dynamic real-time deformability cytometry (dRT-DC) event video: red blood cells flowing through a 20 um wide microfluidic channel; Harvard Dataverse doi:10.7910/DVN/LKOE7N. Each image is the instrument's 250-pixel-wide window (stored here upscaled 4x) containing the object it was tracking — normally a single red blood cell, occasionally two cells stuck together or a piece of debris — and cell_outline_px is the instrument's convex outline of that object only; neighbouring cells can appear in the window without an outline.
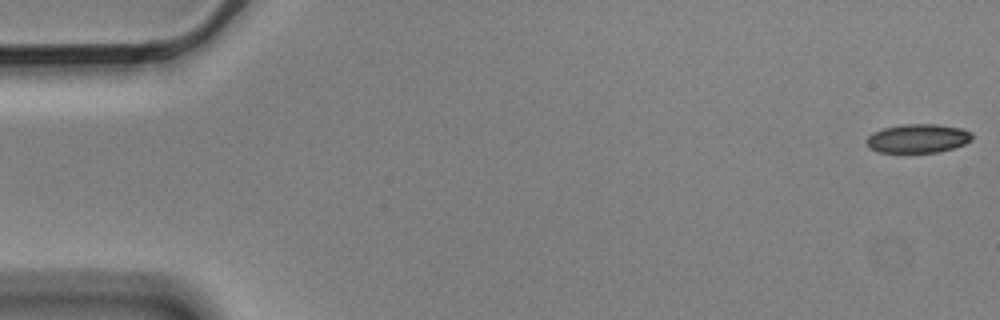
{"species": "Egyptian fruit bat (a non-hibernating species)", "species_latin": "Rousettus aegyptiacus", "temperature_condition": "cold", "stored_images_in_passage": 9, "camera_frame_rate_fps": 3000, "um_per_image_px": 0.085, "animal": {"sex": "male"}, "frame": {"image": 1, "passage_image": 1, "time_ms": 0.0, "image_size_px": [1000, 320], "cell_outline_px": [[972, 140], [964, 144], [940, 152], [880, 152], [872, 148], [868, 144], [868, 136], [872, 132], [884, 128], [904, 124], [936, 124], [964, 128], [972, 132]], "centroid_in_image_um": [78.08, 11.75], "position_along_channel_um": 6.9, "area_um2": 17.63}}
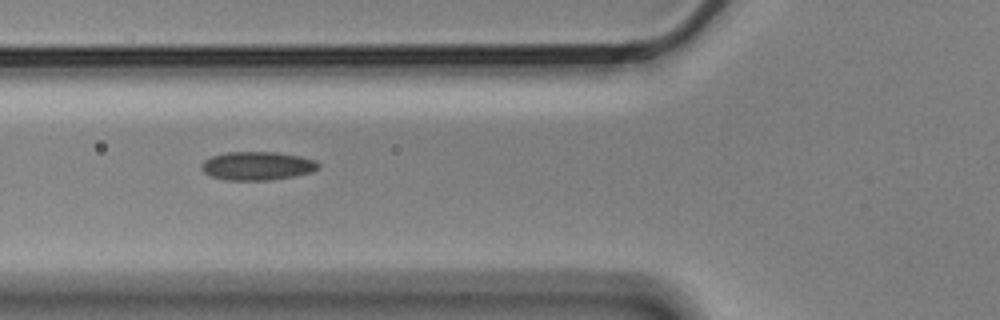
{"frame": {"image": 2, "passage_image": 7, "time_ms": 2.0, "image_size_px": [1000, 320], "cell_outline_px": [[320, 168], [312, 172], [292, 176], [268, 180], [224, 180], [212, 176], [204, 172], [200, 168], [200, 164], [204, 160], [212, 156], [228, 152], [276, 152], [300, 156], [316, 160], [320, 164]], "centroid_in_image_um": [21.87, 14.09], "position_along_channel_um": 103.9, "area_um2": 19.48}}
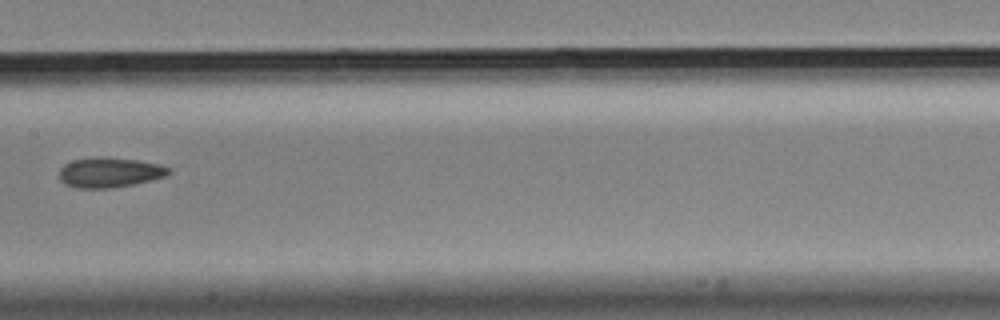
{"frame": {"image": 3, "passage_image": 9, "time_ms": 2.667, "image_size_px": [1000, 320], "cell_outline_px": [[168, 172], [164, 176], [132, 184], [108, 188], [76, 188], [64, 184], [60, 180], [60, 168], [64, 164], [72, 160], [96, 156], [104, 156], [136, 160], [160, 164], [168, 168]], "centroid_in_image_um": [9.23, 14.64], "position_along_channel_um": 198.2, "area_um2": 18.96}}